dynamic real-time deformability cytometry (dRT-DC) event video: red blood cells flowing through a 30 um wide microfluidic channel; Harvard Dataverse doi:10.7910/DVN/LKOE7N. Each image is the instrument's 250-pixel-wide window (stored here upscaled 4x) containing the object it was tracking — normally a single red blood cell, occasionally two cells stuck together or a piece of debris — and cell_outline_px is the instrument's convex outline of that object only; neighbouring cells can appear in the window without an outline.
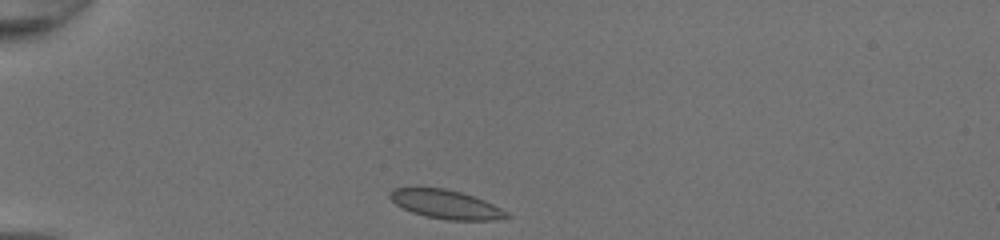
{"species": "common noctule bat (a hibernating species)", "species_latin": "Nyctalus noctula", "temperature_condition": "room temperature", "stored_images_in_passage": 31, "camera_frame_rate_fps": 3000, "um_per_image_px": 0.085, "animal": {"sex": "female", "body_mass_g": 20.0, "forearm_length_mm": 54.0}, "frame": {"image": 1, "passage_image": 1, "time_ms": 0.0, "image_size_px": [1000, 240], "cell_outline_px": [[512, 216], [496, 220], [448, 220], [424, 216], [412, 212], [396, 204], [388, 196], [388, 192], [392, 188], [412, 184], [444, 188], [460, 192], [484, 200], [508, 212]], "centroid_in_image_um": [37.8, 17.32], "position_along_channel_um": 47.2, "area_um2": 20.23}}
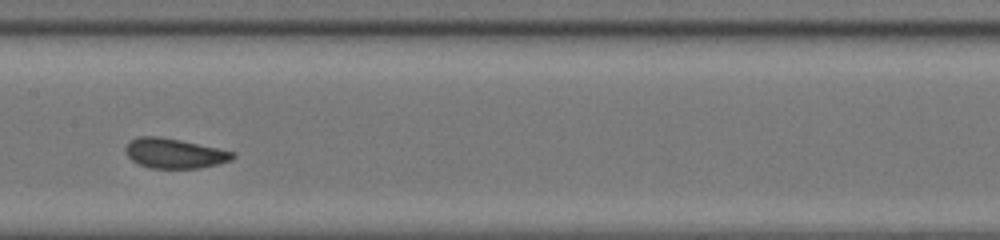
{"frame": {"image": 2, "passage_image": 14, "time_ms": 4.333, "image_size_px": [1000, 240], "cell_outline_px": [[236, 156], [232, 160], [200, 168], [148, 168], [132, 160], [124, 152], [124, 148], [128, 140], [140, 136], [160, 136], [180, 140], [236, 152]], "centroid_in_image_um": [14.8, 13.02], "position_along_channel_um": 192.6, "area_um2": 18.79}}
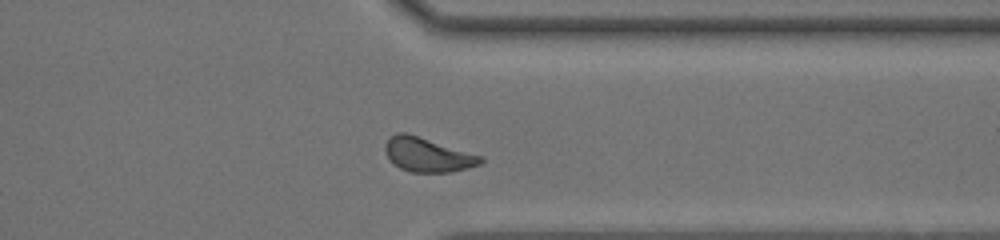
{"frame": {"image": 3, "passage_image": 27, "time_ms": 8.667, "image_size_px": [1000, 240], "cell_outline_px": [[484, 160], [480, 164], [468, 168], [448, 172], [412, 172], [400, 168], [388, 156], [384, 148], [384, 144], [396, 132], [408, 132], [484, 156]], "centroid_in_image_um": [36.39, 13.13], "position_along_channel_um": 375.0, "area_um2": 19.07}, "authors_computed_cell_mechanics": {"area_um2": 18.5538, "velocity_mm_per_s": 4.2274, "shape_relaxation_time_tau1_ms": 3.7841, "shape_relaxation_time_tau2_ms": null, "deformation_change_tau1": 0.0911, "deformation_change_tau2": null}}